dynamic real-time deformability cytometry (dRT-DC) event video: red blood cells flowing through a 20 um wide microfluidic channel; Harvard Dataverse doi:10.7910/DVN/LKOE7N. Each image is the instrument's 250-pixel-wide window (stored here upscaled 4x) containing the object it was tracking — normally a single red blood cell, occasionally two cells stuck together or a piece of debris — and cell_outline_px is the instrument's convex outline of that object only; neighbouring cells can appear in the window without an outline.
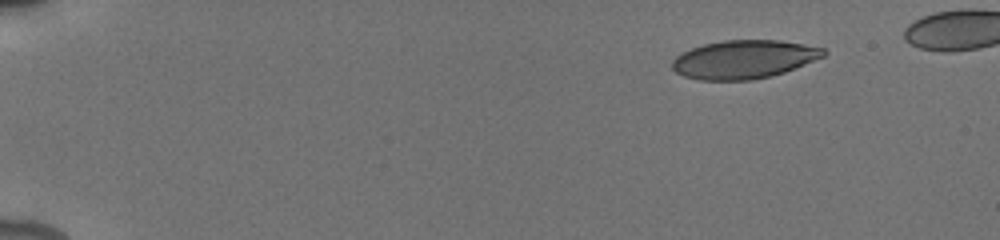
{"species": "human", "species_latin": "Homo sapiens", "temperature_condition": "cold", "stored_images_in_passage": 25, "camera_frame_rate_fps": 3000, "um_per_image_px": 0.085, "donor": {"sex": "male"}, "frame": {"image": 1, "passage_image": 4, "time_ms": 2.0, "image_size_px": [1000, 240], "cell_outline_px": [[828, 52], [824, 56], [784, 72], [752, 80], [700, 80], [684, 76], [676, 72], [672, 68], [672, 60], [676, 56], [692, 48], [704, 44], [724, 40], [776, 40], [804, 44], [824, 48]], "centroid_in_image_um": [63.22, 5.04], "position_along_channel_um": 21.8, "area_um2": 33.64}}
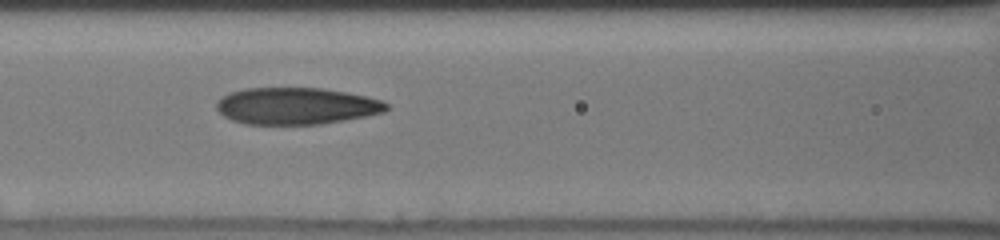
{"frame": {"image": 2, "passage_image": 18, "time_ms": 8.333, "image_size_px": [1000, 240], "cell_outline_px": [[388, 108], [384, 112], [344, 120], [320, 124], [244, 124], [232, 120], [224, 116], [216, 108], [216, 100], [228, 92], [244, 88], [320, 88], [344, 92], [364, 96], [380, 100], [388, 104]], "centroid_in_image_um": [25.12, 9.0], "position_along_channel_um": 141.5, "area_um2": 36.36}}
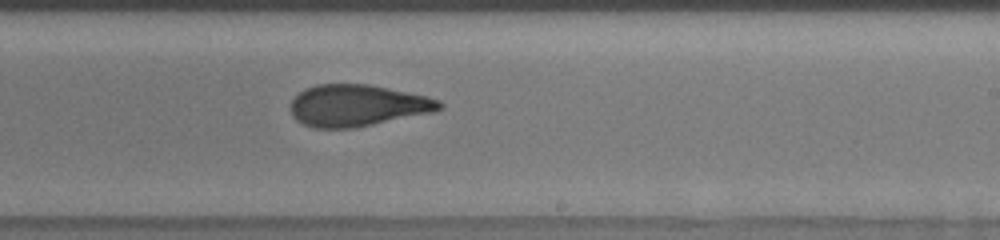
{"frame": {"image": 3, "passage_image": 25, "time_ms": 11.333, "image_size_px": [1000, 240], "cell_outline_px": [[444, 108], [436, 112], [356, 128], [312, 128], [296, 120], [292, 116], [292, 100], [304, 88], [316, 84], [368, 84], [428, 96], [440, 100], [444, 104]], "centroid_in_image_um": [30.43, 8.98], "position_along_channel_um": 258.6, "area_um2": 36.53}}